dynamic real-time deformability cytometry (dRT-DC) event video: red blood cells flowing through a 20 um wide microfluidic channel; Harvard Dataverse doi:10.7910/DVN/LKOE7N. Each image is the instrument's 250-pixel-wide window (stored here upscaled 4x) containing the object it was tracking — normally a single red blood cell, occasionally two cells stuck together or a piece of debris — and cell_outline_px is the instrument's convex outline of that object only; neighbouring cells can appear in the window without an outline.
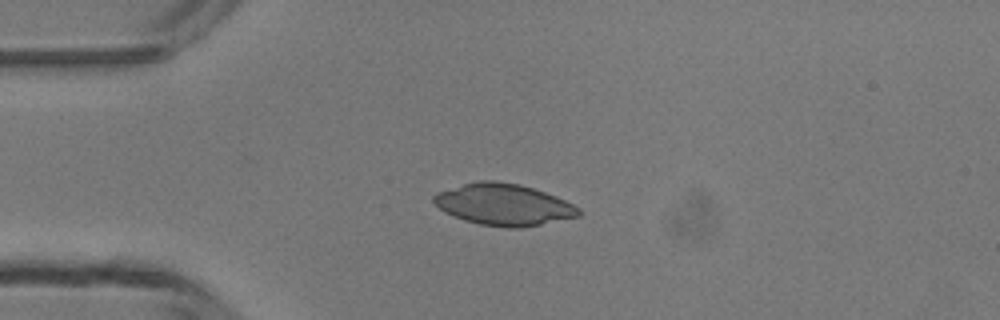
{"species": "common noctule bat (a hibernating species)", "species_latin": "Nyctalus noctula", "temperature_condition": "room temperature", "stored_images_in_passage": 2, "camera_frame_rate_fps": 3000, "um_per_image_px": 0.085, "animal": {"sex": "male", "body_mass_g": 13.3}, "frame": {"image": 1, "passage_image": 1, "time_ms": 0.0, "image_size_px": [1000, 320], "cell_outline_px": [[580, 216], [520, 228], [508, 228], [480, 224], [464, 220], [440, 208], [432, 200], [432, 196], [436, 192], [464, 184], [480, 180], [492, 180], [520, 184], [556, 196], [580, 208]], "centroid_in_image_um": [42.81, 17.38], "position_along_channel_um": 42.2, "area_um2": 34.74}}